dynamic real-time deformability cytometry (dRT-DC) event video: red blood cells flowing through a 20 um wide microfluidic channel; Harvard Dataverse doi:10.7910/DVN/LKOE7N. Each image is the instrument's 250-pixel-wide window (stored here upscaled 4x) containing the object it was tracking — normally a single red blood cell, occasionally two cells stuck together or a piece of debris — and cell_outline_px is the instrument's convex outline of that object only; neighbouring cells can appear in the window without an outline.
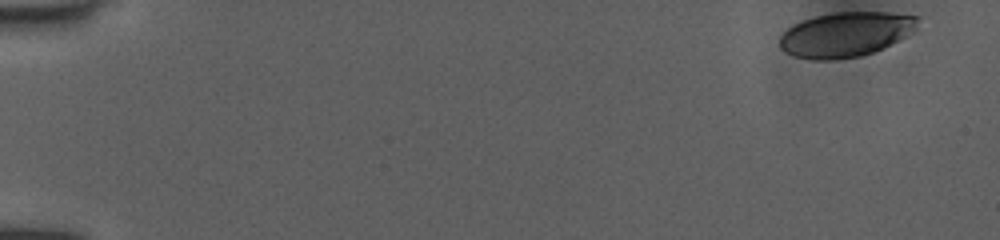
{"species": "human", "species_latin": "Homo sapiens", "temperature_condition": "room temperature", "stored_images_in_passage": 16, "camera_frame_rate_fps": 3000, "um_per_image_px": 0.085, "donor": {"sex": "female"}, "frame": {"image": 1, "passage_image": 1, "time_ms": 0.0, "image_size_px": [1000, 240], "cell_outline_px": [[920, 16], [916, 28], [912, 32], [884, 48], [860, 56], [828, 60], [816, 60], [796, 56], [784, 52], [780, 48], [780, 36], [788, 28], [804, 20], [816, 16], [836, 12], [888, 12]], "centroid_in_image_um": [71.9, 2.92], "position_along_channel_um": 13.1, "area_um2": 35.78}}